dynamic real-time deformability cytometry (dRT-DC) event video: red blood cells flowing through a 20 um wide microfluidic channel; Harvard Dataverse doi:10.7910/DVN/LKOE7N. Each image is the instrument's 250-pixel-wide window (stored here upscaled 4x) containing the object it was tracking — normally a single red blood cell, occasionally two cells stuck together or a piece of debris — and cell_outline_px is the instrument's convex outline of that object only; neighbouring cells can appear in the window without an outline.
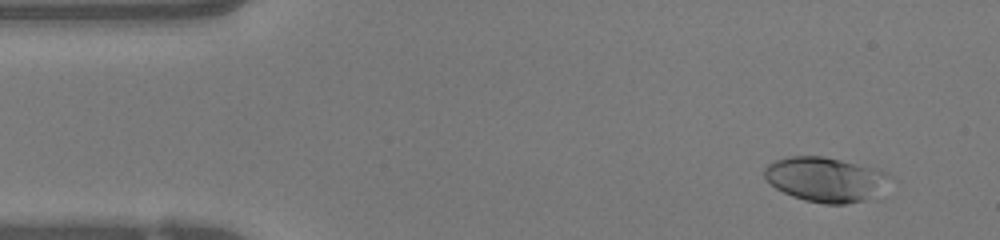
{"species": "human", "species_latin": "Homo sapiens", "temperature_condition": "warm", "stored_images_in_passage": 10, "camera_frame_rate_fps": 3000, "um_per_image_px": 0.085, "donor": {"sex": "female"}, "frame": {"image": 1, "passage_image": 4, "time_ms": 1.0, "image_size_px": [1000, 240], "cell_outline_px": [[888, 176], [864, 200], [844, 204], [824, 204], [804, 200], [792, 196], [776, 188], [764, 176], [764, 168], [768, 164], [776, 160], [788, 156], [824, 156], [876, 168], [888, 172]], "centroid_in_image_um": [70.03, 15.22], "position_along_channel_um": 15.0, "area_um2": 31.56}}